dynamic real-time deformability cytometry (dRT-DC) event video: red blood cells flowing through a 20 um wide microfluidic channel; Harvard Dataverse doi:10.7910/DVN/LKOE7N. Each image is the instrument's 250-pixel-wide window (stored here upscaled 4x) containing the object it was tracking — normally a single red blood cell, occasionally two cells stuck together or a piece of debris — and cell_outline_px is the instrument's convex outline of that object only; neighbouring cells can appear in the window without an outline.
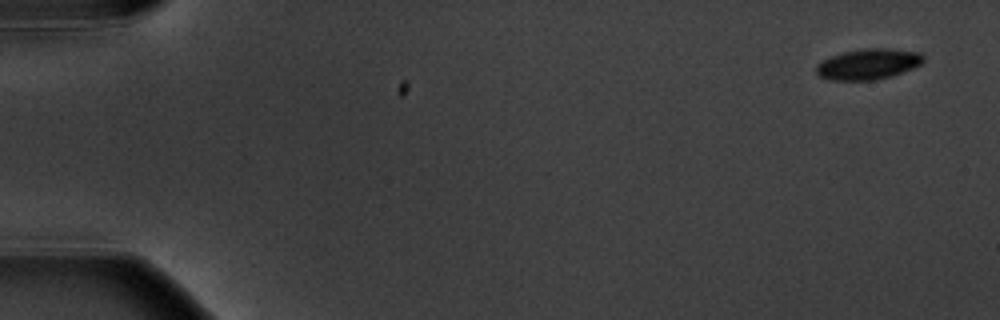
{"species": "common noctule bat (a hibernating species)", "species_latin": "Nyctalus noctula", "temperature_condition": "warm", "stored_images_in_passage": 5, "camera_frame_rate_fps": 3000, "um_per_image_px": 0.085, "animal": {"sex": "male", "body_mass_g": 20.1, "forearm_length_mm": 53.5}, "frame": {"image": 1, "passage_image": 1, "time_ms": 0.0, "image_size_px": [1000, 320], "cell_outline_px": [[924, 60], [920, 64], [912, 68], [892, 76], [876, 80], [828, 80], [820, 76], [816, 72], [816, 64], [832, 56], [844, 52], [864, 48], [888, 48], [920, 52], [924, 56]], "centroid_in_image_um": [73.81, 5.45], "position_along_channel_um": 11.2, "area_um2": 19.13}}
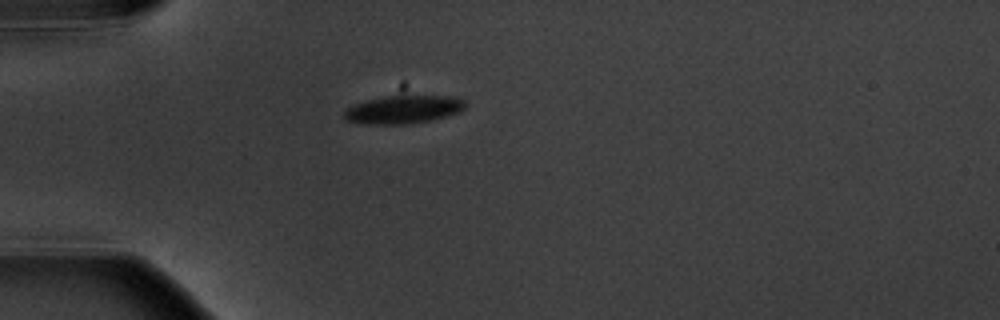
{"frame": {"image": 2, "passage_image": 5, "time_ms": 4.667, "image_size_px": [1000, 320], "cell_outline_px": [[464, 108], [460, 112], [432, 120], [412, 124], [356, 124], [344, 120], [344, 112], [348, 108], [356, 104], [368, 100], [384, 96], [452, 96], [464, 100]], "centroid_in_image_um": [34.26, 9.33], "position_along_channel_um": 50.7, "area_um2": 19.88}}